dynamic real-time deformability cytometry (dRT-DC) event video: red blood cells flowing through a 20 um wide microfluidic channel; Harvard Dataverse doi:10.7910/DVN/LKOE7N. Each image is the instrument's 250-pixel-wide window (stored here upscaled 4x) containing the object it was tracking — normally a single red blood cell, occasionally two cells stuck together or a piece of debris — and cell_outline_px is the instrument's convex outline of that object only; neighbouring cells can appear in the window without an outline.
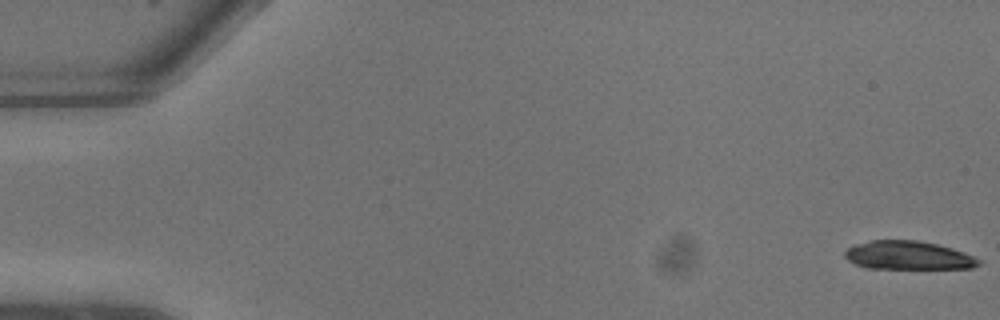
{"species": "common noctule bat (a hibernating species)", "species_latin": "Nyctalus noctula", "temperature_condition": "warm", "stored_images_in_passage": 23, "camera_frame_rate_fps": 3000, "um_per_image_px": 0.085, "animal": {"sex": "male", "body_mass_g": 13.3}, "frame": {"image": 1, "passage_image": 1, "time_ms": 0.0, "image_size_px": [1000, 320], "cell_outline_px": [[980, 264], [972, 268], [868, 268], [856, 264], [848, 260], [844, 256], [844, 252], [848, 248], [856, 244], [872, 240], [916, 240], [936, 244], [952, 248], [964, 252], [980, 260]], "centroid_in_image_um": [77.18, 21.7], "position_along_channel_um": 7.8, "area_um2": 22.02}}
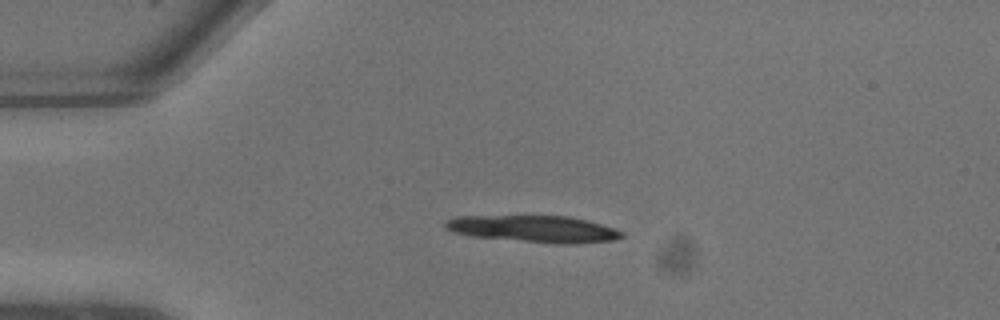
{"frame": {"image": 2, "passage_image": 6, "time_ms": 1.667, "image_size_px": [1000, 320], "cell_outline_px": [[624, 236], [616, 240], [568, 244], [556, 244], [472, 236], [452, 232], [444, 228], [444, 220], [456, 216], [568, 216], [588, 220], [624, 232]], "centroid_in_image_um": [45.35, 19.45], "position_along_channel_um": 39.7, "area_um2": 27.63}}
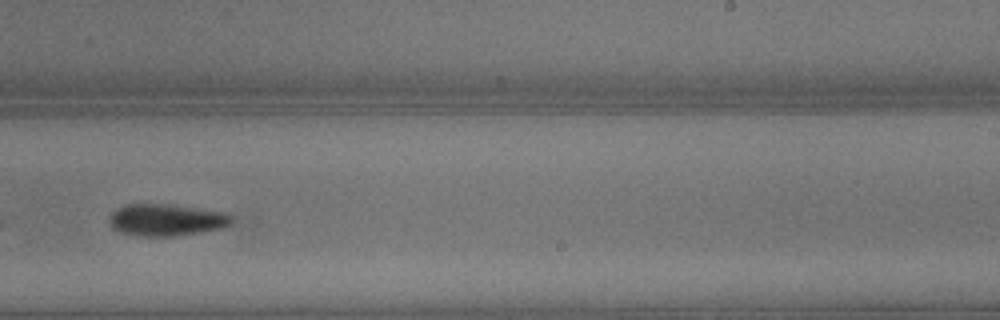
{"frame": {"image": 3, "passage_image": 15, "time_ms": 4.667, "image_size_px": [1000, 320], "cell_outline_px": [[232, 220], [224, 228], [200, 232], [172, 236], [144, 236], [120, 232], [112, 228], [108, 224], [108, 220], [112, 212], [116, 208], [124, 204], [164, 204], [232, 212]], "centroid_in_image_um": [14.14, 18.68], "position_along_channel_um": 274.9, "area_um2": 22.95}}